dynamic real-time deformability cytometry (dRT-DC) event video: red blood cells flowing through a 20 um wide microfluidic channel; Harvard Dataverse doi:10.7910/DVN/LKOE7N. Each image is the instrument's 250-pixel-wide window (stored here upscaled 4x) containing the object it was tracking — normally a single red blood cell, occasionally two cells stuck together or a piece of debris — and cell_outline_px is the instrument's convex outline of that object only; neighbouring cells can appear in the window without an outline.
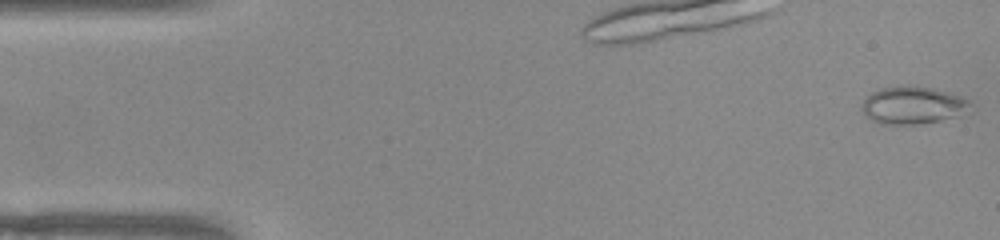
{"species": "common noctule bat (a hibernating species)", "species_latin": "Nyctalus noctula", "temperature_condition": "warm", "stored_images_in_passage": 51, "camera_frame_rate_fps": 3000, "um_per_image_px": 0.085, "animal": {"sex": "female", "body_mass_g": 22.0, "forearm_length_mm": 56.7}, "frame": {"image": 1, "passage_image": 1, "time_ms": 0.0, "image_size_px": [1000, 240], "cell_outline_px": [[968, 104], [960, 116], [920, 124], [884, 124], [872, 120], [864, 116], [860, 108], [864, 100], [872, 92], [880, 88], [900, 84], [908, 84], [932, 88], [948, 92], [960, 96], [968, 100]], "centroid_in_image_um": [77.5, 8.93], "position_along_channel_um": 7.5, "area_um2": 23.76}}
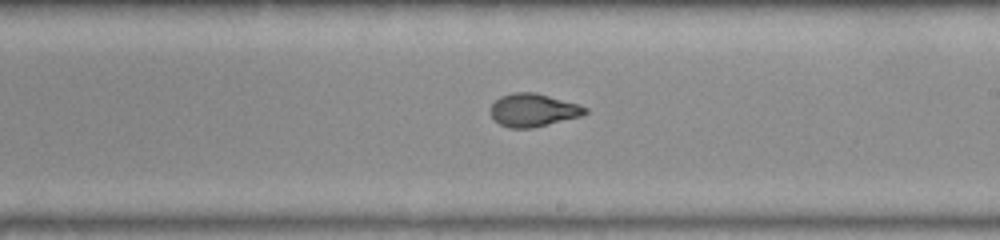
{"frame": {"image": 2, "passage_image": 29, "time_ms": 9.333, "image_size_px": [1000, 240], "cell_outline_px": [[588, 112], [580, 116], [532, 128], [508, 128], [500, 124], [492, 116], [492, 104], [500, 96], [512, 92], [536, 92], [576, 104], [588, 108]], "centroid_in_image_um": [45.31, 9.35], "position_along_channel_um": 243.7, "area_um2": 17.92}}
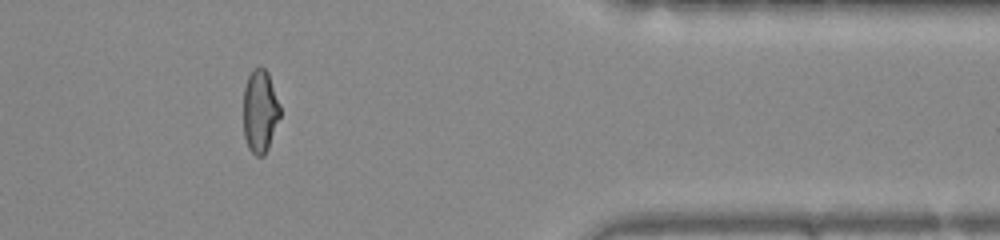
{"frame": {"image": 3, "passage_image": 42, "time_ms": 13.667, "image_size_px": [1000, 240], "cell_outline_px": [[280, 116], [268, 148], [264, 156], [256, 156], [248, 148], [244, 136], [244, 88], [248, 76], [252, 68], [260, 64], [268, 72], [280, 104]], "centroid_in_image_um": [22.1, 9.41], "position_along_channel_um": 389.3, "area_um2": 17.92}, "authors_computed_cell_mechanics": {"area_um2": 18.8428, "velocity_mm_per_s": 3.9504, "shape_relaxation_time_tau1_ms": null, "shape_relaxation_time_tau2_ms": 0.8668, "deformation_change_tau1": null, "deformation_change_tau2": 0.0599}}